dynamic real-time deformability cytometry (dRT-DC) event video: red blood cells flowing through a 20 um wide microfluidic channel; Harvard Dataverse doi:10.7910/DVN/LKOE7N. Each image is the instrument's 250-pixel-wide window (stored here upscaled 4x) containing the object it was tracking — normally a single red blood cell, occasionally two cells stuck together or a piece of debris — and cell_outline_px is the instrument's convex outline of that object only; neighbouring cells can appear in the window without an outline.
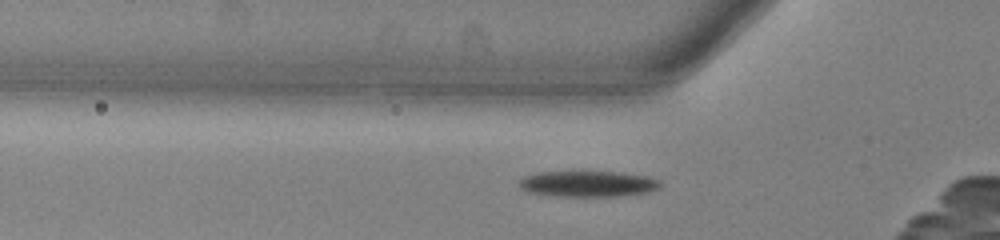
{"species": "common noctule bat (a hibernating species)", "species_latin": "Nyctalus noctula", "temperature_condition": "warm", "stored_images_in_passage": 34, "camera_frame_rate_fps": 3000, "um_per_image_px": 0.085, "animal": {"sex": "male", "body_mass_g": 13.0, "forearm_length_mm": 53.1}, "frame": {"image": 1, "passage_image": 12, "time_ms": 3.667, "image_size_px": [1000, 240], "cell_outline_px": [[660, 188], [648, 192], [616, 196], [560, 196], [528, 192], [520, 188], [520, 180], [524, 176], [540, 172], [576, 168], [620, 172], [648, 176], [660, 180]], "centroid_in_image_um": [49.96, 15.56], "position_along_channel_um": 75.8, "area_um2": 22.31}}
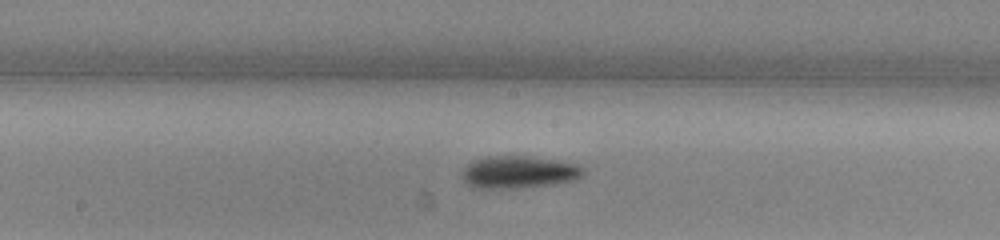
{"frame": {"image": 2, "passage_image": 22, "time_ms": 7.0, "image_size_px": [1000, 240], "cell_outline_px": [[584, 172], [580, 176], [572, 180], [552, 184], [516, 188], [480, 188], [468, 184], [464, 180], [464, 168], [472, 160], [484, 156], [528, 156], [556, 160], [580, 164], [584, 168]], "centroid_in_image_um": [44.11, 14.61], "position_along_channel_um": 204.1, "area_um2": 22.66}}
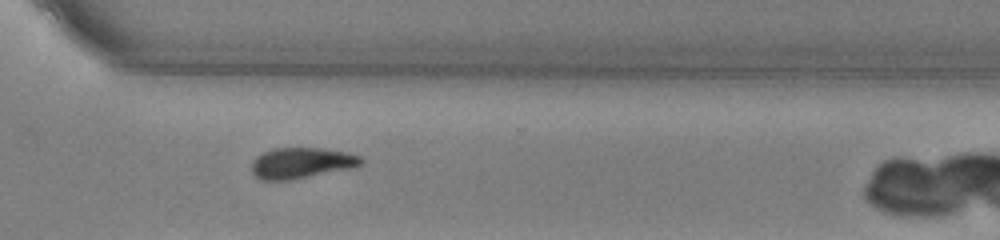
{"frame": {"image": 3, "passage_image": 33, "time_ms": 10.667, "image_size_px": [1000, 240], "cell_outline_px": [[364, 160], [360, 164], [348, 168], [292, 180], [260, 180], [252, 172], [252, 160], [256, 156], [272, 148], [320, 148], [348, 152], [360, 156]], "centroid_in_image_um": [25.58, 13.85], "position_along_channel_um": 345.0, "area_um2": 19.54}}